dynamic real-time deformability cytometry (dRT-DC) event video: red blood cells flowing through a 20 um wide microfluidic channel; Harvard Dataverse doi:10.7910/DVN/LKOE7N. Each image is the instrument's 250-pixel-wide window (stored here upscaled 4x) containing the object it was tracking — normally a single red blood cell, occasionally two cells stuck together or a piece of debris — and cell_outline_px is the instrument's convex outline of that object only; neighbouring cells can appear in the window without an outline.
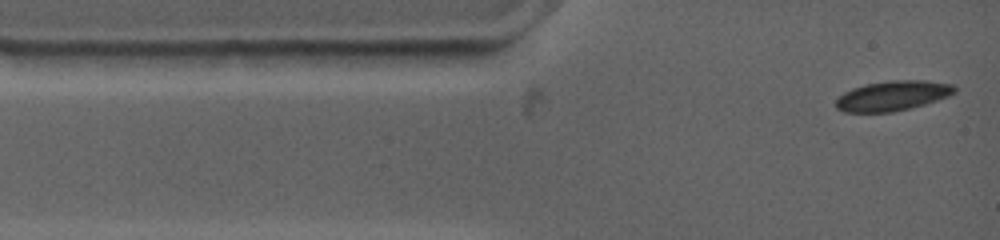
{"species": "common noctule bat (a hibernating species)", "species_latin": "Nyctalus noctula", "temperature_condition": "warm", "stored_images_in_passage": 5, "camera_frame_rate_fps": 4500, "um_per_image_px": 0.085, "animal": {"sex": "female", "body_mass_g": 19.0, "forearm_length_mm": 53.3}, "frame": {"image": 1, "passage_image": 1, "time_ms": 0.0, "image_size_px": [1000, 240], "cell_outline_px": [[956, 92], [948, 96], [912, 108], [892, 112], [844, 112], [836, 108], [836, 100], [844, 92], [852, 88], [864, 84], [892, 80], [924, 80], [952, 84], [956, 88]], "centroid_in_image_um": [75.86, 8.14], "position_along_channel_um": 9.1, "area_um2": 20.69}}